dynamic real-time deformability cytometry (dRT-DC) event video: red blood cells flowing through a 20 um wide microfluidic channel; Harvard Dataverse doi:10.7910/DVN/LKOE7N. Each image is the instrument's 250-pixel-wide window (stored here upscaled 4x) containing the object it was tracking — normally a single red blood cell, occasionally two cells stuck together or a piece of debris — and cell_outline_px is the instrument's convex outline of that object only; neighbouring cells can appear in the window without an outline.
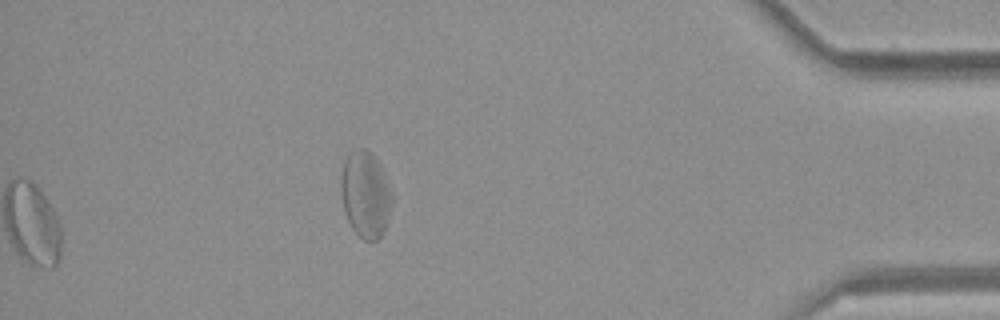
{"species": "common noctule bat (a hibernating species)", "species_latin": "Nyctalus noctula", "temperature_condition": "room temperature", "stored_images_in_passage": 34, "segment_of_instrument_passage": [2, 2], "camera_frame_rate_fps": 3000, "um_per_image_px": 0.085, "animal": {"sex": "female", "body_mass_g": 21.9}, "frame": {"image": 1, "passage_image": 34, "time_ms": 11.0, "image_size_px": [1000, 320], "cell_outline_px": [[392, 200], [384, 232], [376, 240], [364, 240], [352, 228], [344, 212], [340, 192], [340, 176], [344, 160], [348, 152], [356, 148], [364, 148], [372, 152], [376, 156], [380, 164], [392, 192]], "centroid_in_image_um": [31.04, 16.47], "position_along_channel_um": 404.2, "area_um2": 26.01}}